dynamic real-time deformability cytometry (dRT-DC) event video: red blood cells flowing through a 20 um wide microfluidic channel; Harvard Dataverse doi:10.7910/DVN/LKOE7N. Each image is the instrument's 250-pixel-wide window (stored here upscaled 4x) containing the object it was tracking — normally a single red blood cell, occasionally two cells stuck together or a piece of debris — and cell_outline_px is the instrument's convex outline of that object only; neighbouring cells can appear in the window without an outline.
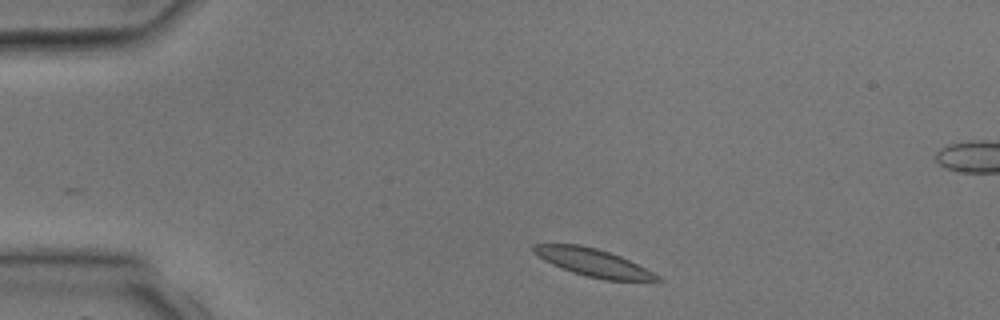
{"species": "common noctule bat (a hibernating species)", "species_latin": "Nyctalus noctula", "temperature_condition": "room temperature", "stored_images_in_passage": 3, "camera_frame_rate_fps": 3000, "um_per_image_px": 0.085, "animal": {"sex": "male", "body_mass_g": 17.9, "forearm_length_mm": 54.2}, "frame": {"image": 1, "passage_image": 3, "time_ms": 3.333, "image_size_px": [1000, 320], "cell_outline_px": [[664, 280], [604, 280], [572, 272], [552, 264], [544, 260], [532, 252], [532, 244], [580, 244], [596, 248], [620, 256], [660, 276]], "centroid_in_image_um": [50.36, 22.3], "position_along_channel_um": 34.6, "area_um2": 19.59}}